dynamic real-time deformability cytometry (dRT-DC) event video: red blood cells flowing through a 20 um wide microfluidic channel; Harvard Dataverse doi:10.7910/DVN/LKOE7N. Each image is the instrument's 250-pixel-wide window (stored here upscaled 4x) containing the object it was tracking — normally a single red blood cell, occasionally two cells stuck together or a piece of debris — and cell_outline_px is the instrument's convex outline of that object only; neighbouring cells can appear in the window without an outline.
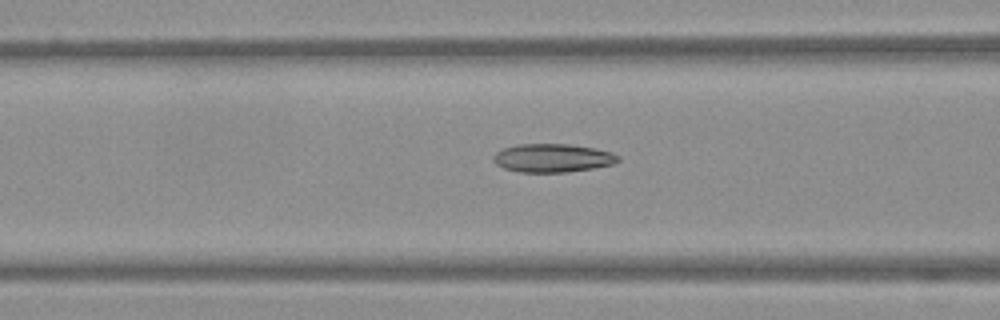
{"species": "Egyptian fruit bat (a non-hibernating species)", "species_latin": "Rousettus aegyptiacus", "temperature_condition": "warm", "stored_images_in_passage": 12, "camera_frame_rate_fps": 3000, "um_per_image_px": 0.085, "frame": {"image": 1, "passage_image": 10, "time_ms": 3.0, "image_size_px": [1000, 320], "cell_outline_px": [[620, 160], [612, 164], [592, 168], [564, 172], [520, 172], [504, 168], [496, 164], [492, 160], [492, 156], [496, 152], [504, 148], [516, 144], [568, 144], [592, 148], [612, 152], [620, 156]], "centroid_in_image_um": [46.94, 13.42], "position_along_channel_um": 119.7, "area_um2": 20.58}}